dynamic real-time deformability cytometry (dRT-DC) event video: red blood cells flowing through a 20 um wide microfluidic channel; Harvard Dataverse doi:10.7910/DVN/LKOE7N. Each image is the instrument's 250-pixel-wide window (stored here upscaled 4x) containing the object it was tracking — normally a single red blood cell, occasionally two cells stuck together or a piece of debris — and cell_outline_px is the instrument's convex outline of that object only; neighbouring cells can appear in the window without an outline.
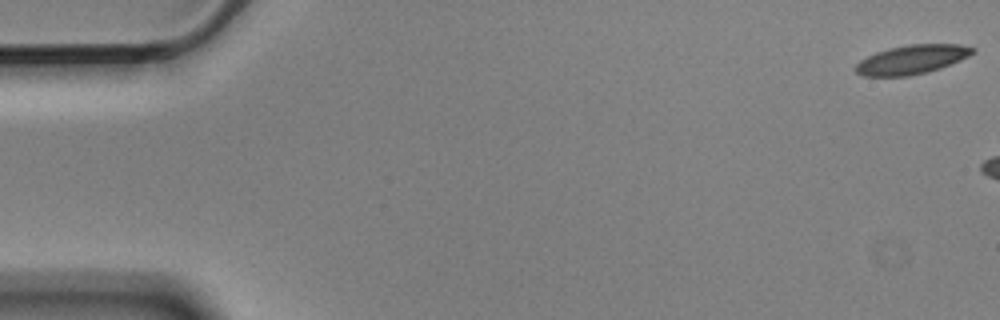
{"species": "Egyptian fruit bat (a non-hibernating species)", "species_latin": "Rousettus aegyptiacus", "temperature_condition": "cold", "stored_images_in_passage": 3, "camera_frame_rate_fps": 3000, "um_per_image_px": 0.085, "animal": {"sex": "male"}, "frame": {"image": 1, "passage_image": 1, "time_ms": 0.0, "image_size_px": [1000, 320], "cell_outline_px": [[976, 52], [960, 60], [940, 68], [928, 72], [908, 76], [864, 76], [856, 72], [852, 68], [860, 60], [876, 52], [888, 48], [908, 44], [960, 44], [976, 48]], "centroid_in_image_um": [77.5, 5.05], "position_along_channel_um": 7.5, "area_um2": 19.94}}